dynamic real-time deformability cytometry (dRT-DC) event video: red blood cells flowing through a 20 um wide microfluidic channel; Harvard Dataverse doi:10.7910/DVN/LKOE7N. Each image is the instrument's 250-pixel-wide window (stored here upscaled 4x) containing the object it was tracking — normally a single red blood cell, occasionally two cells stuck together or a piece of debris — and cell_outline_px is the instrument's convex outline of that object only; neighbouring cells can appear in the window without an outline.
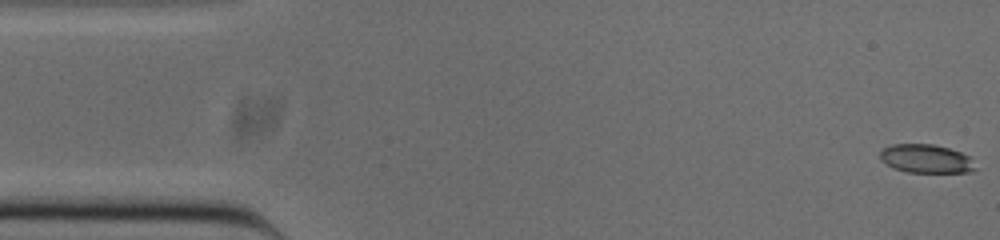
{"species": "common noctule bat (a hibernating species)", "species_latin": "Nyctalus noctula", "temperature_condition": "cold", "stored_images_in_passage": 50, "camera_frame_rate_fps": 3000, "um_per_image_px": 0.085, "animal": {"sex": "male", "body_mass_g": 20.0, "forearm_length_mm": 53.3}, "frame": {"image": 1, "passage_image": 1, "time_ms": 0.0, "image_size_px": [1000, 240], "cell_outline_px": [[976, 168], [972, 172], [908, 172], [892, 168], [880, 160], [880, 152], [884, 148], [892, 144], [932, 144], [948, 148], [972, 156]], "centroid_in_image_um": [78.73, 13.49], "position_along_channel_um": 6.3, "area_um2": 16.01}}
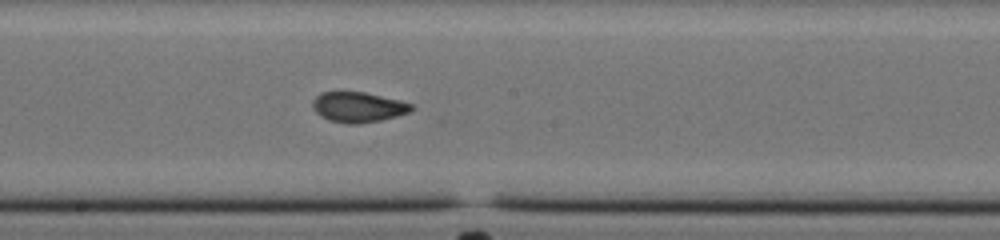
{"frame": {"image": 2, "passage_image": 27, "time_ms": 8.667, "image_size_px": [1000, 240], "cell_outline_px": [[416, 108], [408, 112], [396, 116], [380, 120], [356, 124], [348, 124], [328, 120], [320, 116], [312, 108], [312, 100], [320, 92], [364, 92], [400, 100], [412, 104]], "centroid_in_image_um": [30.42, 9.1], "position_along_channel_um": 217.8, "area_um2": 17.46}}
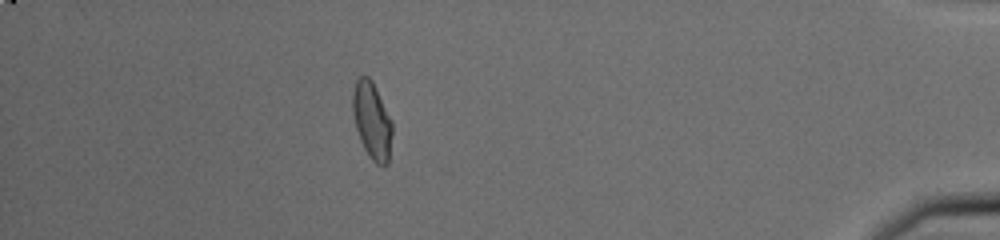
{"frame": {"image": 3, "passage_image": 46, "time_ms": 15.0, "image_size_px": [1000, 240], "cell_outline_px": [[392, 132], [388, 164], [376, 164], [368, 156], [360, 140], [356, 128], [352, 112], [352, 92], [356, 80], [360, 76], [368, 76], [372, 80], [392, 120]], "centroid_in_image_um": [31.61, 10.23], "position_along_channel_um": 403.6, "area_um2": 17.8}, "authors_computed_cell_mechanics": {"area_um2": 17.4845, "velocity_mm_per_s": 3.8583, "shape_relaxation_time_tau1_ms": 5.061, "shape_relaxation_time_tau2_ms": 1.3311, "deformation_change_tau1": 0.1183, "deformation_change_tau2": 0.0611}}